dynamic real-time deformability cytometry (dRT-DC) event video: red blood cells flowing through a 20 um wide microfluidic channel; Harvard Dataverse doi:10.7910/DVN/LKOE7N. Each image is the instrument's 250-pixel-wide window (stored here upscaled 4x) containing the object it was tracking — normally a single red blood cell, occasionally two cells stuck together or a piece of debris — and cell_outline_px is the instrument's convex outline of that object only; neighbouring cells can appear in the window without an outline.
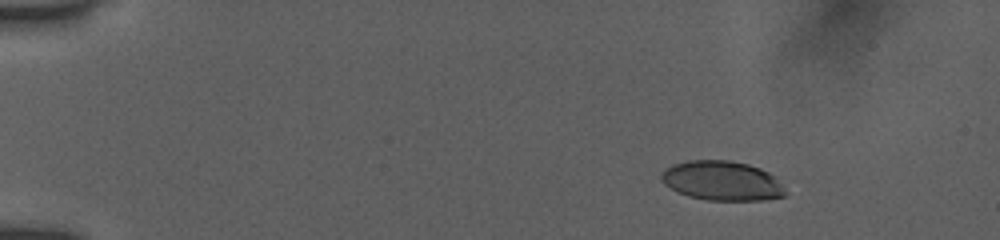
{"species": "human", "species_latin": "Homo sapiens", "temperature_condition": "room temperature", "stored_images_in_passage": 47, "camera_frame_rate_fps": 3000, "um_per_image_px": 0.085, "donor": {"sex": "female"}, "frame": {"image": 1, "passage_image": 1, "time_ms": 0.0, "image_size_px": [1000, 240], "cell_outline_px": [[784, 196], [760, 200], [708, 200], [688, 196], [664, 184], [660, 176], [664, 168], [672, 164], [688, 160], [728, 160], [748, 164], [760, 168], [776, 176], [784, 192]], "centroid_in_image_um": [61.34, 15.35], "position_along_channel_um": 23.7, "area_um2": 28.38}}
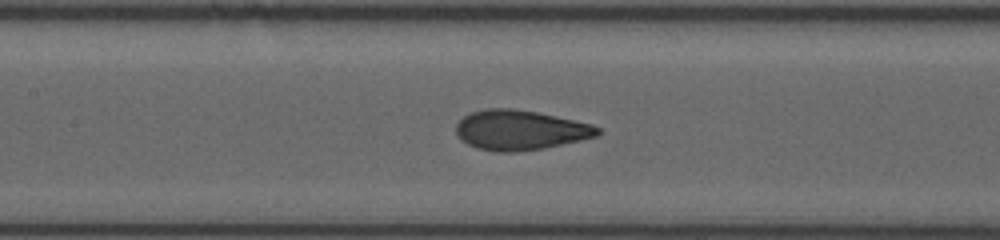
{"frame": {"image": 2, "passage_image": 20, "time_ms": 6.333, "image_size_px": [1000, 240], "cell_outline_px": [[600, 132], [596, 136], [580, 140], [544, 148], [516, 152], [496, 152], [480, 148], [468, 144], [456, 132], [456, 124], [464, 116], [472, 112], [488, 108], [512, 108], [536, 112], [592, 124], [600, 128]], "centroid_in_image_um": [44.22, 11.05], "position_along_channel_um": 163.2, "area_um2": 32.48}}
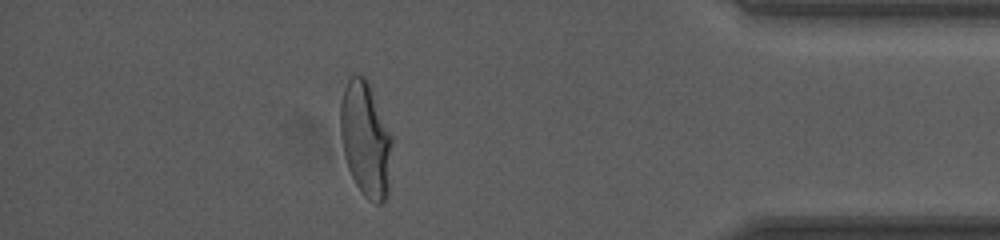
{"frame": {"image": 3, "passage_image": 41, "time_ms": 13.333, "image_size_px": [1000, 240], "cell_outline_px": [[392, 140], [388, 192], [384, 200], [380, 204], [376, 204], [368, 200], [360, 192], [348, 168], [344, 156], [340, 136], [340, 104], [344, 88], [348, 80], [352, 76], [364, 76], [368, 80], [392, 136]], "centroid_in_image_um": [31.07, 11.85], "position_along_channel_um": 404.1, "area_um2": 34.68}, "authors_computed_cell_mechanics": {"area_um2": 32.4836, "velocity_mm_per_s": 3.9133, "shape_relaxation_time_tau1_ms": 5.2991, "shape_relaxation_time_tau2_ms": null, "deformation_change_tau1": 0.2071, "deformation_change_tau2": null}}